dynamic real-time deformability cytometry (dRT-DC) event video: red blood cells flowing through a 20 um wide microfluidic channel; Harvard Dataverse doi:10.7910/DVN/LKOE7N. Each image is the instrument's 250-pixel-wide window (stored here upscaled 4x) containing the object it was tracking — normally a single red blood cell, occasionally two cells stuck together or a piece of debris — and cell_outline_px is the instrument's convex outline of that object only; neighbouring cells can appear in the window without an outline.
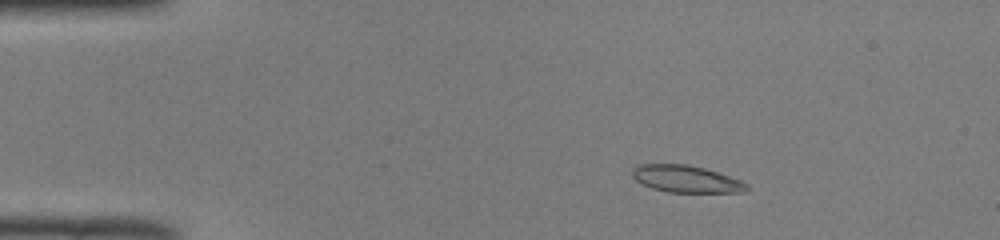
{"species": "common noctule bat (a hibernating species)", "species_latin": "Nyctalus noctula", "temperature_condition": "room temperature", "stored_images_in_passage": 50, "camera_frame_rate_fps": 3000, "um_per_image_px": 0.085, "animal": {"sex": "male", "body_mass_g": 19.0, "forearm_length_mm": 50.8}, "frame": {"image": 1, "passage_image": 7, "time_ms": 2.0, "image_size_px": [1000, 240], "cell_outline_px": [[748, 188], [744, 192], [668, 192], [652, 188], [636, 180], [632, 176], [632, 168], [636, 164], [688, 164], [704, 168], [740, 180], [748, 184]], "centroid_in_image_um": [58.29, 15.2], "position_along_channel_um": 26.7, "area_um2": 17.92}}
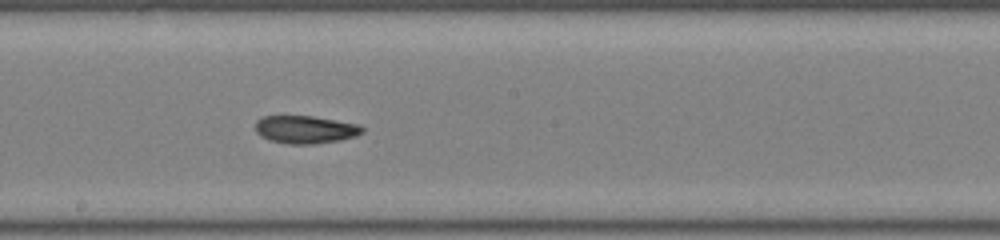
{"frame": {"image": 2, "passage_image": 27, "time_ms": 8.667, "image_size_px": [1000, 240], "cell_outline_px": [[364, 132], [356, 136], [340, 140], [316, 144], [288, 144], [268, 140], [260, 136], [256, 132], [256, 120], [264, 116], [312, 116], [360, 124], [364, 128]], "centroid_in_image_um": [25.97, 11.01], "position_along_channel_um": 222.2, "area_um2": 17.51}}
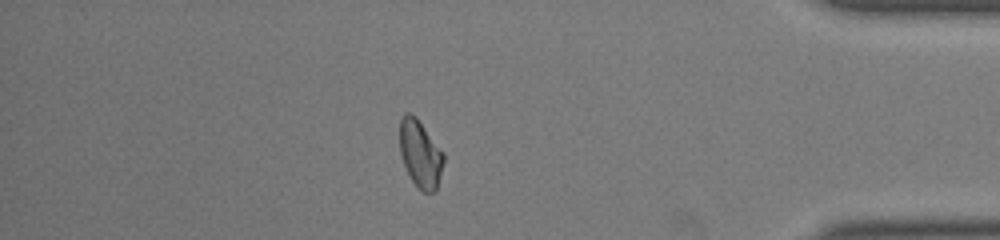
{"frame": {"image": 3, "passage_image": 43, "time_ms": 14.0, "image_size_px": [1000, 240], "cell_outline_px": [[444, 160], [436, 192], [424, 192], [412, 180], [404, 164], [400, 152], [400, 120], [404, 112], [412, 112], [416, 116], [444, 152]], "centroid_in_image_um": [35.73, 13.03], "position_along_channel_um": 399.5, "area_um2": 17.22}, "authors_computed_cell_mechanics": {"area_um2": 17.6868, "velocity_mm_per_s": 3.9605, "shape_relaxation_time_tau1_ms": null, "shape_relaxation_time_tau2_ms": 6.1575, "deformation_change_tau1": null, "deformation_change_tau2": 0.1273}}